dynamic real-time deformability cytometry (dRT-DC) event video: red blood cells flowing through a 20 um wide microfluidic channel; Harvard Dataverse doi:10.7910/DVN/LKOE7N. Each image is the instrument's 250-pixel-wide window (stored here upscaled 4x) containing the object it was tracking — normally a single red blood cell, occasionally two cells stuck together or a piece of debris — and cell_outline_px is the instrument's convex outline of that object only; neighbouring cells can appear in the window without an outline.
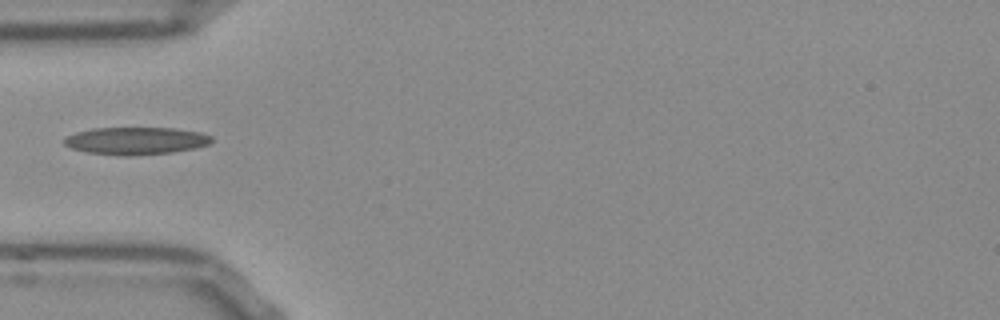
{"species": "Egyptian fruit bat (a non-hibernating species)", "species_latin": "Rousettus aegyptiacus", "temperature_condition": "room temperature", "stored_images_in_passage": 21, "camera_frame_rate_fps": 3000, "um_per_image_px": 0.085, "frame": {"image": 1, "passage_image": 1, "time_ms": 0.0, "image_size_px": [1000, 320], "cell_outline_px": [[212, 140], [208, 144], [196, 148], [172, 152], [132, 156], [120, 156], [88, 152], [72, 148], [64, 144], [64, 140], [68, 136], [76, 132], [92, 128], [176, 128], [200, 132], [212, 136]], "centroid_in_image_um": [11.57, 11.97], "position_along_channel_um": 73.4, "area_um2": 23.58}}
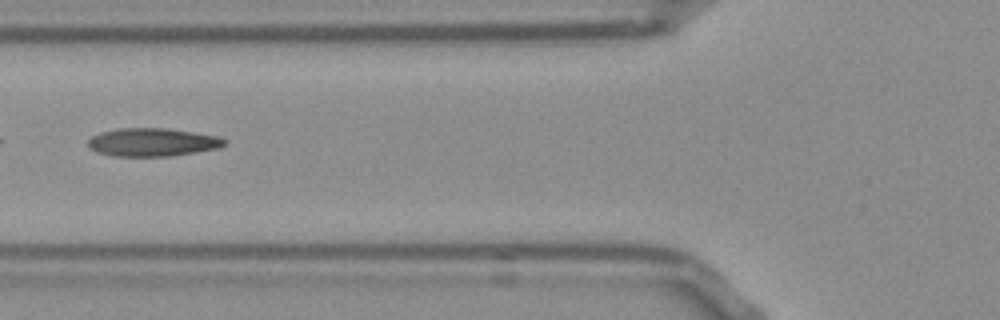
{"frame": {"image": 2, "passage_image": 4, "time_ms": 1.0, "image_size_px": [1000, 320], "cell_outline_px": [[224, 144], [216, 148], [172, 156], [112, 156], [100, 152], [92, 148], [88, 144], [88, 140], [92, 136], [100, 132], [120, 128], [168, 128], [216, 136], [224, 140]], "centroid_in_image_um": [12.91, 12.08], "position_along_channel_um": 112.9, "area_um2": 21.96}}
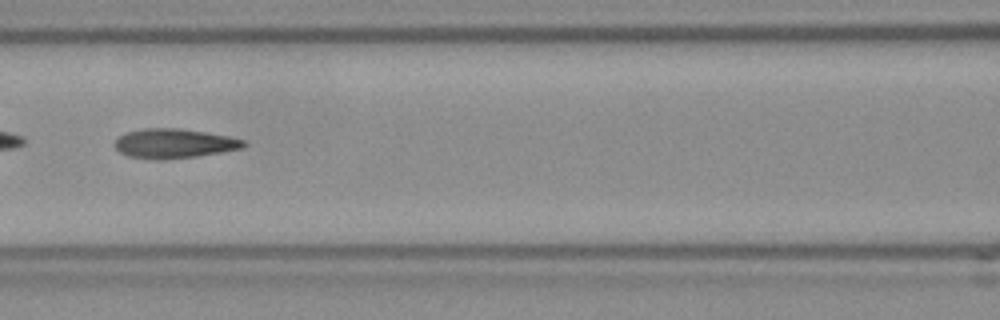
{"frame": {"image": 3, "passage_image": 7, "time_ms": 2.0, "image_size_px": [1000, 320], "cell_outline_px": [[248, 144], [240, 148], [220, 152], [196, 156], [160, 160], [156, 160], [128, 156], [120, 152], [112, 144], [124, 132], [144, 128], [180, 128], [228, 136], [244, 140]], "centroid_in_image_um": [14.75, 12.19], "position_along_channel_um": 151.9, "area_um2": 22.08}}